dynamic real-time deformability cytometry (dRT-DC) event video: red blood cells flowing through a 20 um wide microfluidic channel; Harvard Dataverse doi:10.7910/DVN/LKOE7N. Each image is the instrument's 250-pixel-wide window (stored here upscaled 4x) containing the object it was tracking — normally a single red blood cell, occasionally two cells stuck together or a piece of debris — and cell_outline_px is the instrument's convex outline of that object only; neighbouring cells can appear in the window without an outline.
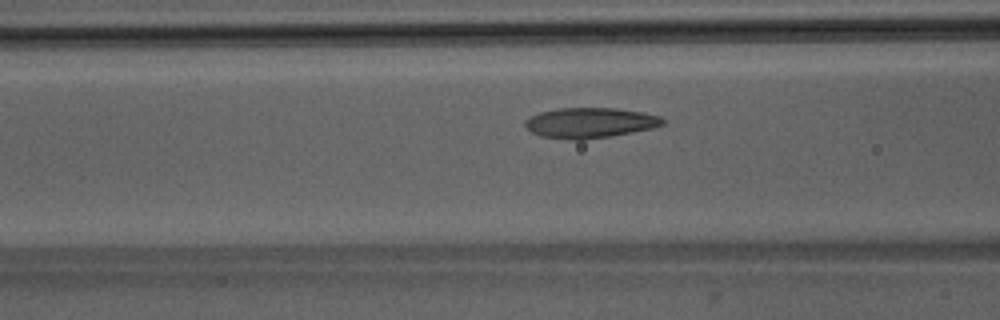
{"species": "Egyptian fruit bat (a non-hibernating species)", "species_latin": "Rousettus aegyptiacus", "temperature_condition": "room temperature", "stored_images_in_passage": 44, "camera_frame_rate_fps": 3000, "um_per_image_px": 0.085, "animal": {"sex": "male"}, "frame": {"image": 1, "passage_image": 13, "time_ms": 4.0, "image_size_px": [1000, 320], "cell_outline_px": [[664, 124], [652, 128], [612, 136], [584, 140], [576, 140], [540, 136], [532, 132], [524, 124], [524, 120], [540, 112], [560, 108], [616, 108], [644, 112], [660, 116], [664, 120]], "centroid_in_image_um": [50.16, 10.44], "position_along_channel_um": 116.4, "area_um2": 24.28}}
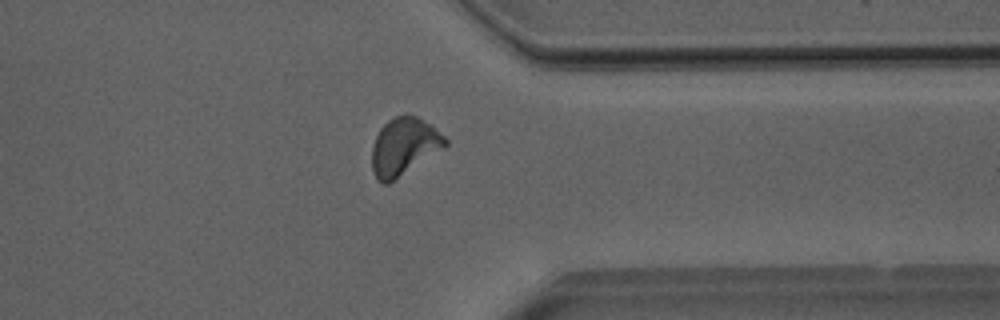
{"frame": {"image": 2, "passage_image": 33, "time_ms": 10.667, "image_size_px": [1000, 320], "cell_outline_px": [[448, 144], [388, 184], [380, 184], [376, 180], [372, 172], [372, 144], [380, 128], [388, 120], [396, 116], [416, 116], [428, 124], [444, 136], [448, 140]], "centroid_in_image_um": [34.27, 12.49], "position_along_channel_um": 377.1, "area_um2": 24.04}}
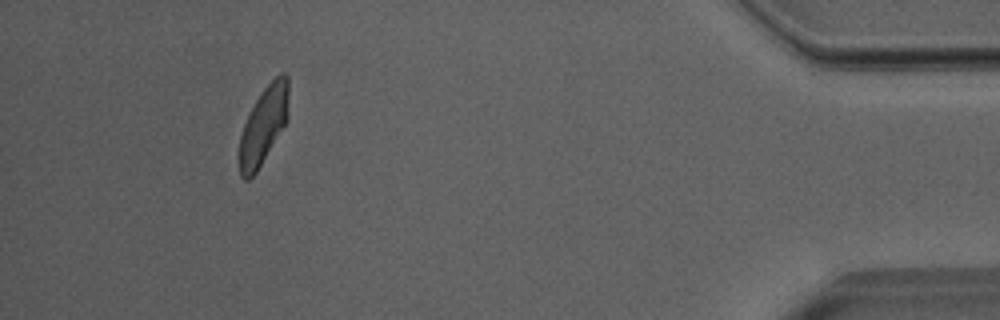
{"frame": {"image": 3, "passage_image": 40, "time_ms": 13.0, "image_size_px": [1000, 320], "cell_outline_px": [[288, 120], [256, 172], [248, 180], [244, 180], [240, 176], [236, 156], [240, 136], [244, 124], [256, 100], [264, 88], [280, 72], [284, 72], [288, 76]], "centroid_in_image_um": [22.37, 10.7], "position_along_channel_um": 412.8, "area_um2": 22.48}, "authors_computed_cell_mechanics": {"area_um2": 23.5246, "velocity_mm_per_s": 3.9791, "shape_relaxation_time_tau1_ms": 4.0304, "shape_relaxation_time_tau2_ms": 1.7528, "deformation_change_tau1": 0.155, "deformation_change_tau2": 0.0511}}